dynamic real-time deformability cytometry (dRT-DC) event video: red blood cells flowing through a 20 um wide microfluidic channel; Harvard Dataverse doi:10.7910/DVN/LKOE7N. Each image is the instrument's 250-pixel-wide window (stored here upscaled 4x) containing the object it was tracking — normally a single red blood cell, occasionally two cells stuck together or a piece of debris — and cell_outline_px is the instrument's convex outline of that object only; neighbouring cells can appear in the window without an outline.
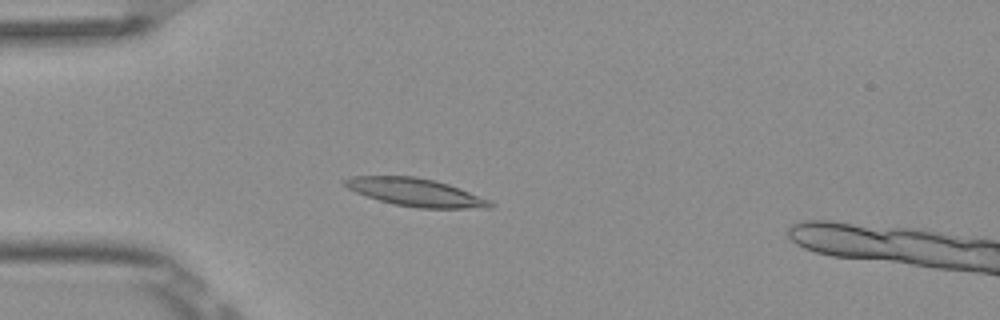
{"species": "Egyptian fruit bat (a non-hibernating species)", "species_latin": "Rousettus aegyptiacus", "temperature_condition": "room temperature", "stored_images_in_passage": 7, "camera_frame_rate_fps": 3000, "um_per_image_px": 0.085, "frame": {"image": 1, "passage_image": 5, "time_ms": 1.333, "image_size_px": [1000, 320], "cell_outline_px": [[496, 204], [492, 208], [420, 208], [396, 204], [380, 200], [356, 192], [348, 188], [340, 180], [352, 176], [416, 176], [436, 180], [460, 188], [488, 200]], "centroid_in_image_um": [35.33, 16.33], "position_along_channel_um": 49.7, "area_um2": 23.47}}
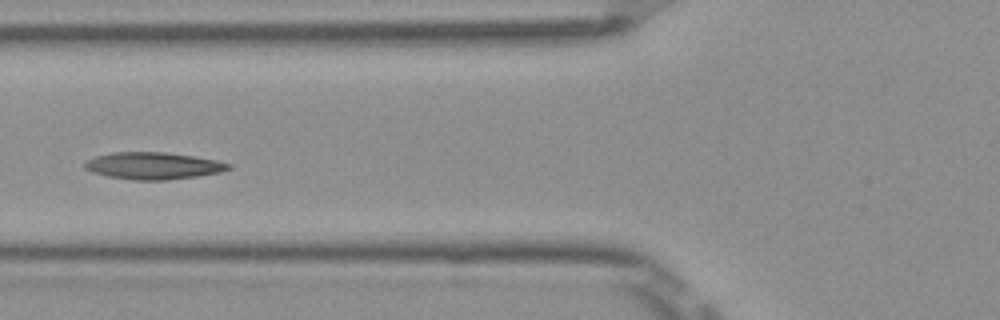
{"frame": {"image": 2, "passage_image": 7, "time_ms": 2.0, "image_size_px": [1000, 320], "cell_outline_px": [[232, 168], [220, 172], [196, 176], [168, 180], [132, 180], [108, 176], [92, 172], [84, 168], [84, 164], [88, 160], [96, 156], [112, 152], [164, 152], [196, 156], [216, 160], [232, 164]], "centroid_in_image_um": [13.04, 14.09], "position_along_channel_um": 112.8, "area_um2": 22.66}}